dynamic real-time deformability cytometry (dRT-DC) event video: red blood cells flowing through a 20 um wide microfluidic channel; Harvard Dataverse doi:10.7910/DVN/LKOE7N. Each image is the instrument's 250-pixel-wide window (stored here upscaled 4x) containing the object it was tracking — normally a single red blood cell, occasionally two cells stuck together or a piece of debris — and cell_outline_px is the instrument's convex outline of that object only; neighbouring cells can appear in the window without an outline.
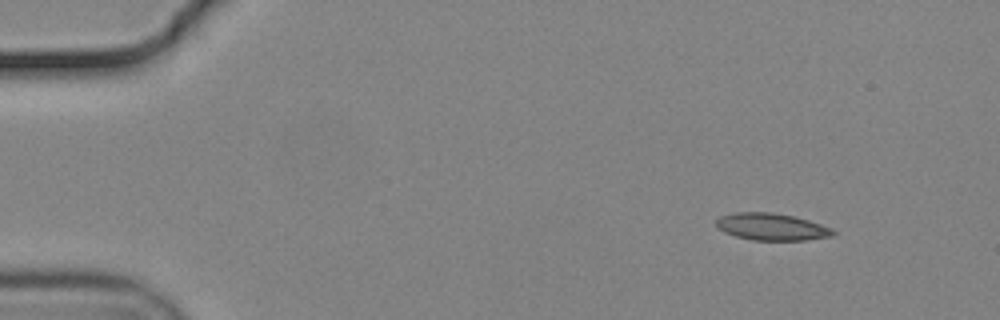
{"species": "common noctule bat (a hibernating species)", "species_latin": "Nyctalus noctula", "temperature_condition": "cold", "stored_images_in_passage": 50, "camera_frame_rate_fps": 3000, "um_per_image_px": 0.085, "animal": {"sex": "male", "body_mass_g": 19.2, "forearm_length_mm": 51.8}, "frame": {"image": 1, "passage_image": 1, "time_ms": 0.0, "image_size_px": [1000, 320], "cell_outline_px": [[836, 232], [832, 236], [804, 240], [752, 240], [736, 236], [724, 232], [716, 228], [716, 220], [720, 216], [736, 212], [772, 212], [792, 216], [808, 220], [832, 228]], "centroid_in_image_um": [65.56, 19.27], "position_along_channel_um": 19.4, "area_um2": 18.38}}
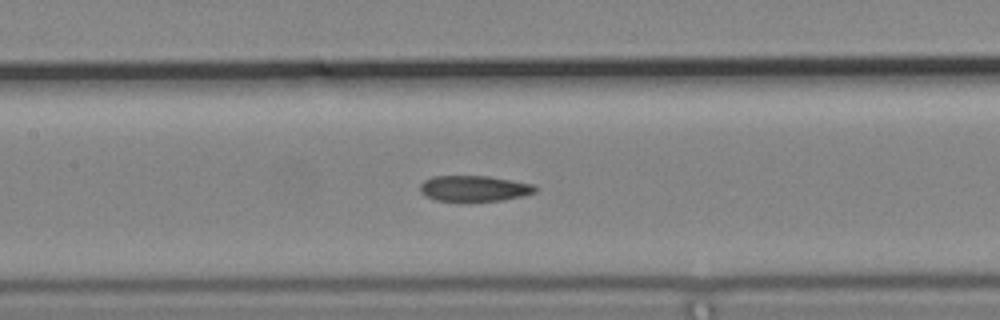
{"frame": {"image": 2, "passage_image": 21, "time_ms": 6.667, "image_size_px": [1000, 320], "cell_outline_px": [[536, 192], [524, 196], [500, 200], [436, 200], [420, 192], [420, 184], [424, 180], [432, 176], [488, 176], [512, 180], [532, 184], [536, 188]], "centroid_in_image_um": [40.31, 16.0], "position_along_channel_um": 167.1, "area_um2": 16.99}}
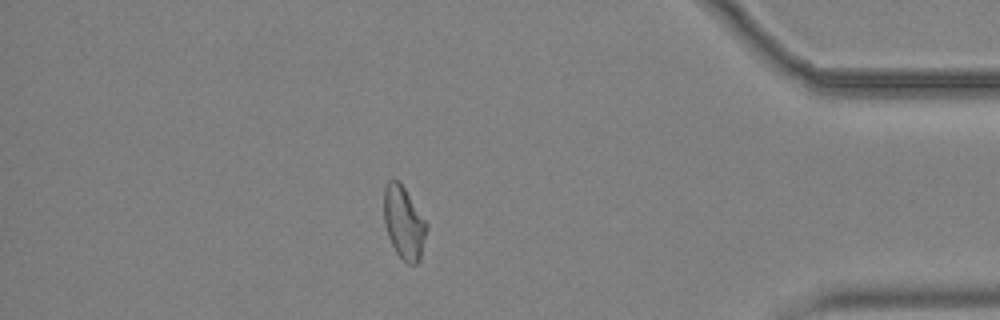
{"frame": {"image": 3, "passage_image": 43, "time_ms": 14.0, "image_size_px": [1000, 320], "cell_outline_px": [[428, 224], [420, 260], [416, 264], [408, 264], [396, 252], [388, 236], [384, 220], [384, 188], [388, 180], [400, 180]], "centroid_in_image_um": [34.33, 18.9], "position_along_channel_um": 400.9, "area_um2": 18.09}, "authors_computed_cell_mechanics": {"area_um2": 18.1781, "velocity_mm_per_s": 3.7079, "shape_relaxation_time_tau1_ms": null, "shape_relaxation_time_tau2_ms": 5.3324, "deformation_change_tau1": null, "deformation_change_tau2": 0.1219}}